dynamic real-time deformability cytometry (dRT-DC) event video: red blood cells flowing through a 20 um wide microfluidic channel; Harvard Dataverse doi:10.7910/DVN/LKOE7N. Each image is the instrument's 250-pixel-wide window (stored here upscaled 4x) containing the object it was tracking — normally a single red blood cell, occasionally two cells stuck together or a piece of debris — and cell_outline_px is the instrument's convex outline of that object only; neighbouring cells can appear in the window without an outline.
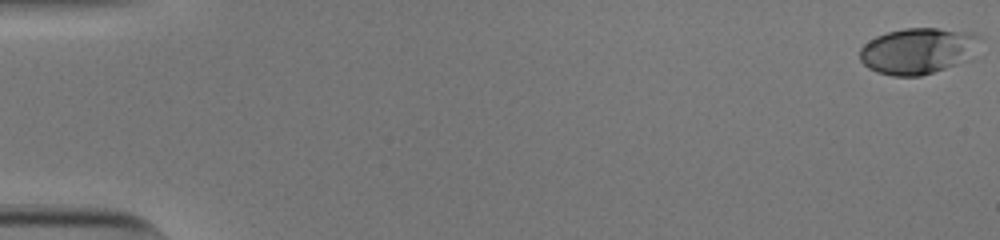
{"species": "human", "species_latin": "Homo sapiens", "temperature_condition": "cold", "stored_images_in_passage": 49, "camera_frame_rate_fps": 3000, "um_per_image_px": 0.085, "donor": {"sex": "male"}, "frame": {"image": 1, "passage_image": 1, "time_ms": 0.0, "image_size_px": [1000, 240], "cell_outline_px": [[980, 36], [972, 60], [920, 76], [892, 76], [876, 72], [868, 68], [860, 60], [860, 48], [868, 40], [876, 36], [888, 32], [904, 28], [936, 28], [972, 32]], "centroid_in_image_um": [78.03, 4.33], "position_along_channel_um": 7.0, "area_um2": 32.6}}
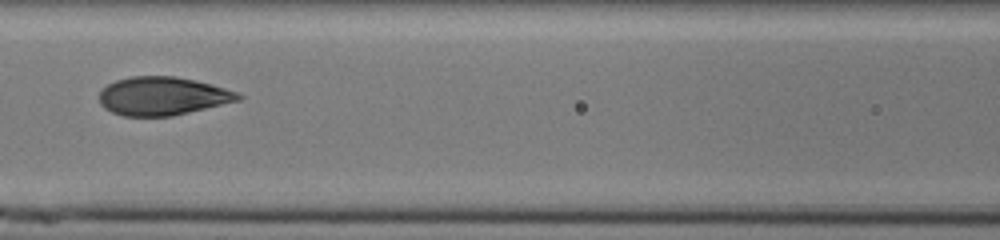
{"frame": {"image": 2, "passage_image": 26, "time_ms": 8.333, "image_size_px": [1000, 240], "cell_outline_px": [[244, 96], [240, 100], [172, 116], [124, 116], [112, 112], [104, 108], [100, 104], [100, 92], [108, 84], [116, 80], [132, 76], [176, 76], [196, 80], [212, 84], [236, 92]], "centroid_in_image_um": [13.82, 8.16], "position_along_channel_um": 152.8, "area_um2": 30.98}}
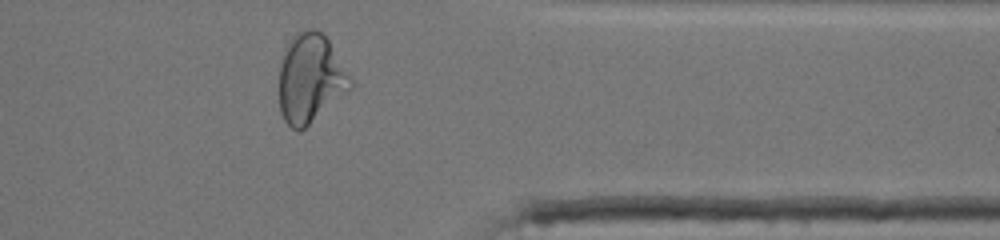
{"frame": {"image": 3, "passage_image": 45, "time_ms": 14.667, "image_size_px": [1000, 240], "cell_outline_px": [[352, 84], [348, 88], [300, 132], [296, 132], [284, 120], [280, 112], [280, 64], [288, 44], [292, 36], [308, 28], [316, 28], [328, 40], [352, 80]], "centroid_in_image_um": [26.33, 6.66], "position_along_channel_um": 385.1, "area_um2": 35.78}, "authors_computed_cell_mechanics": {"area_um2": 31.3854, "velocity_mm_per_s": 3.8316, "shape_relaxation_time_tau1_ms": 5.2904, "shape_relaxation_time_tau2_ms": null, "deformation_change_tau1": 0.1967, "deformation_change_tau2": null}}